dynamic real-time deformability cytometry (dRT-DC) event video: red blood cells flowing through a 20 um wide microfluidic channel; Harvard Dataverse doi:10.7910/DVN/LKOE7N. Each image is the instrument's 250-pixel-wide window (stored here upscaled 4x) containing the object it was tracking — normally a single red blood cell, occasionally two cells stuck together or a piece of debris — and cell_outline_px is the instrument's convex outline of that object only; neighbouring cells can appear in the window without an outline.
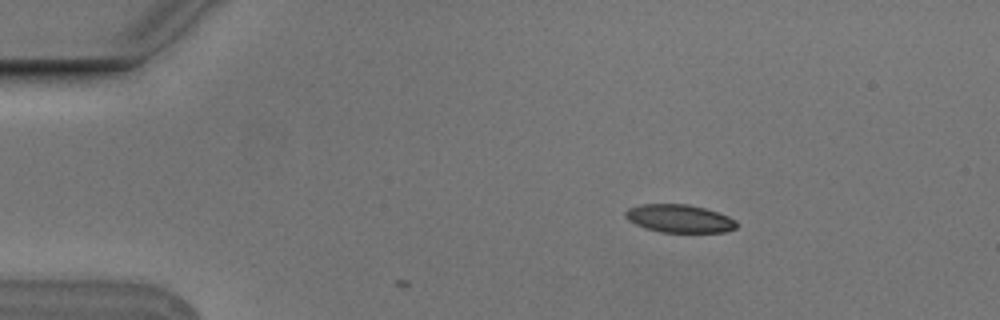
{"species": "Egyptian fruit bat (a non-hibernating species)", "species_latin": "Rousettus aegyptiacus", "temperature_condition": "cold", "stored_images_in_passage": 4, "camera_frame_rate_fps": 3000, "um_per_image_px": 0.085, "animal": {"sex": "male"}, "frame": {"image": 1, "passage_image": 2, "time_ms": 0.333, "image_size_px": [1000, 320], "cell_outline_px": [[736, 228], [724, 232], [660, 232], [644, 228], [628, 220], [624, 216], [624, 212], [628, 208], [640, 204], [688, 204], [704, 208], [728, 216], [736, 220]], "centroid_in_image_um": [57.71, 18.57], "position_along_channel_um": 27.3, "area_um2": 18.15}}